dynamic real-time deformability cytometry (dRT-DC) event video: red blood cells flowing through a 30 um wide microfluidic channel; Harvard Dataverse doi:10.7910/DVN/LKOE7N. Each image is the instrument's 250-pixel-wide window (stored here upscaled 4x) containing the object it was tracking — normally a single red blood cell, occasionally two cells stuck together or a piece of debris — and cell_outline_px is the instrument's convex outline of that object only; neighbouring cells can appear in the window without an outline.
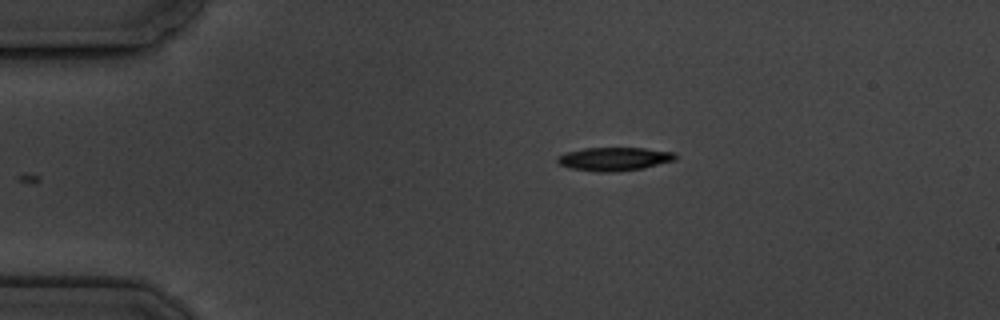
{"species": "common noctule bat (a hibernating species)", "species_latin": "Nyctalus noctula", "temperature_condition": "cold", "stored_images_in_passage": 4, "camera_frame_rate_fps": 3000, "um_per_image_px": 0.085, "animal": {"sex": "male", "body_mass_g": 19.5, "forearm_length_mm": 54.6}, "frame": {"image": 1, "passage_image": 4, "time_ms": 3.333, "image_size_px": [1000, 320], "cell_outline_px": [[676, 160], [644, 168], [612, 172], [596, 172], [568, 168], [560, 164], [556, 160], [556, 156], [564, 152], [584, 148], [644, 148], [676, 152]], "centroid_in_image_um": [52.18, 13.51], "position_along_channel_um": 32.8, "area_um2": 16.36}}